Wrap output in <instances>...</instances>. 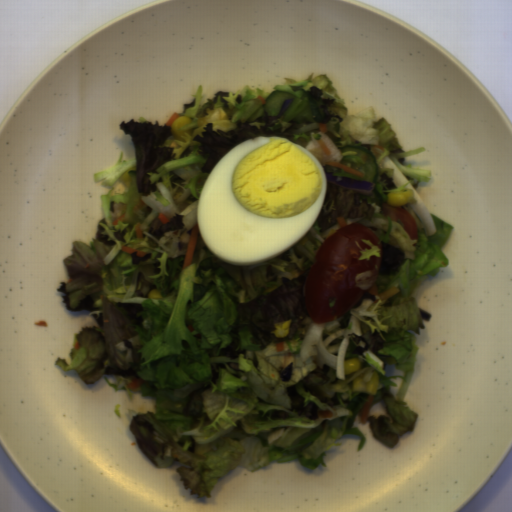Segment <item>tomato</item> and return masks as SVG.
Returning <instances> with one entry per match:
<instances>
[{
    "mask_svg": "<svg viewBox=\"0 0 512 512\" xmlns=\"http://www.w3.org/2000/svg\"><path fill=\"white\" fill-rule=\"evenodd\" d=\"M382 249L369 228L353 223L336 230L316 251L303 279L306 312L315 323L328 322L349 311L366 290L357 285L356 274L379 270L378 256L359 259L365 241Z\"/></svg>",
    "mask_w": 512,
    "mask_h": 512,
    "instance_id": "obj_1",
    "label": "tomato"
},
{
    "mask_svg": "<svg viewBox=\"0 0 512 512\" xmlns=\"http://www.w3.org/2000/svg\"><path fill=\"white\" fill-rule=\"evenodd\" d=\"M385 218L397 222L408 234L410 239L418 240L419 229L412 214L404 207L391 206L388 203L380 212Z\"/></svg>",
    "mask_w": 512,
    "mask_h": 512,
    "instance_id": "obj_2",
    "label": "tomato"
}]
</instances>
